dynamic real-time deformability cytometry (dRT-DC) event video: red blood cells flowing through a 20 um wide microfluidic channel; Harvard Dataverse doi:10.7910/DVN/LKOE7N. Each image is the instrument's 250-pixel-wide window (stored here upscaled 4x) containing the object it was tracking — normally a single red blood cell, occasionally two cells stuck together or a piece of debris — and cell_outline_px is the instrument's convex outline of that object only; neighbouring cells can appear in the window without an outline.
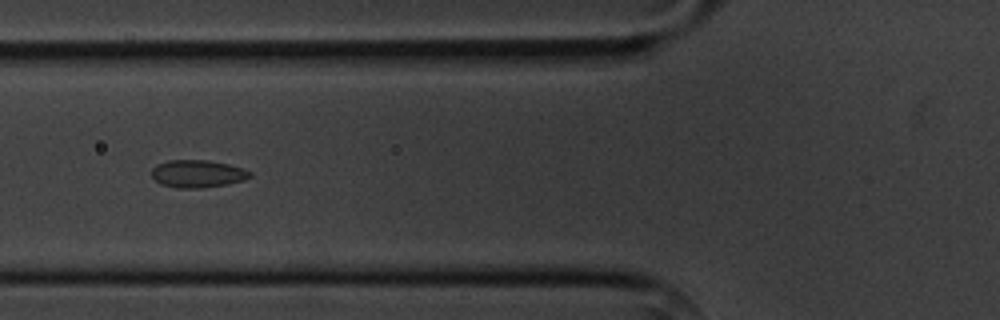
{"species": "common noctule bat (a hibernating species)", "species_latin": "Nyctalus noctula", "temperature_condition": "cold", "stored_images_in_passage": 5, "camera_frame_rate_fps": 3000, "um_per_image_px": 0.085, "animal": {"sex": "male", "body_mass_g": 20.1, "forearm_length_mm": 53.5}, "frame": {"image": 1, "passage_image": 3, "time_ms": 2.0, "image_size_px": [1000, 320], "cell_outline_px": [[252, 176], [244, 180], [224, 184], [200, 188], [176, 188], [160, 184], [152, 176], [152, 168], [156, 164], [168, 160], [208, 160], [228, 164], [244, 168], [252, 172]], "centroid_in_image_um": [16.79, 14.76], "position_along_channel_um": 109.0, "area_um2": 15.84}}
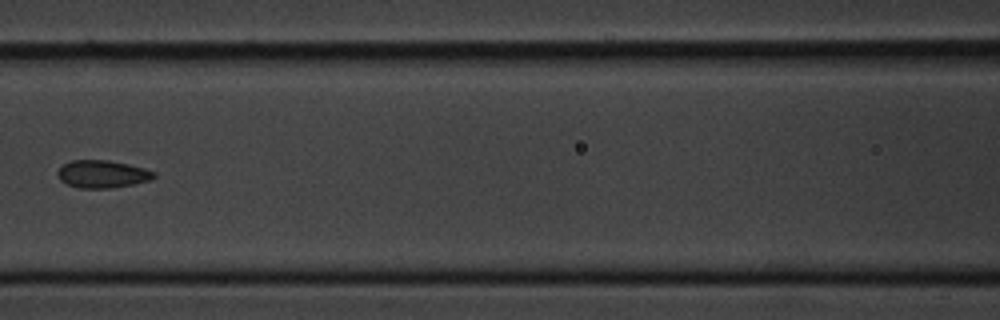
{"frame": {"image": 2, "passage_image": 4, "time_ms": 3.333, "image_size_px": [1000, 320], "cell_outline_px": [[156, 176], [152, 180], [132, 184], [108, 188], [80, 188], [68, 184], [60, 180], [56, 172], [64, 164], [72, 160], [108, 160], [128, 164], [144, 168], [156, 172]], "centroid_in_image_um": [8.72, 14.79], "position_along_channel_um": 157.9, "area_um2": 15.43}}
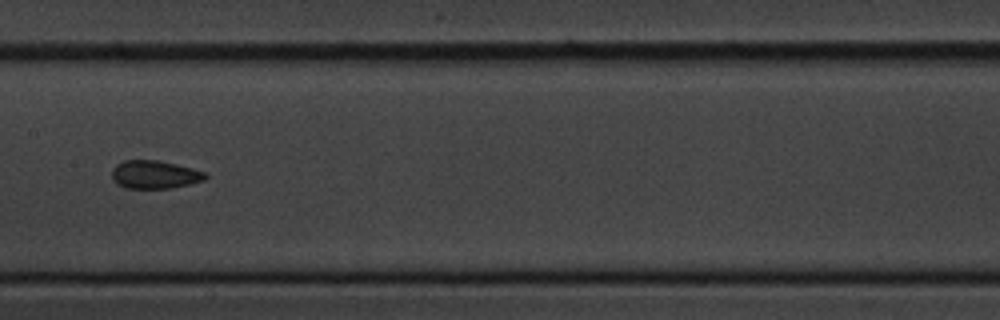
{"frame": {"image": 3, "passage_image": 5, "time_ms": 4.333, "image_size_px": [1000, 320], "cell_outline_px": [[208, 176], [204, 180], [172, 188], [124, 188], [116, 184], [112, 180], [112, 168], [116, 164], [124, 160], [156, 160], [176, 164], [192, 168], [204, 172]], "centroid_in_image_um": [13.1, 14.84], "position_along_channel_um": 194.3, "area_um2": 15.37}}